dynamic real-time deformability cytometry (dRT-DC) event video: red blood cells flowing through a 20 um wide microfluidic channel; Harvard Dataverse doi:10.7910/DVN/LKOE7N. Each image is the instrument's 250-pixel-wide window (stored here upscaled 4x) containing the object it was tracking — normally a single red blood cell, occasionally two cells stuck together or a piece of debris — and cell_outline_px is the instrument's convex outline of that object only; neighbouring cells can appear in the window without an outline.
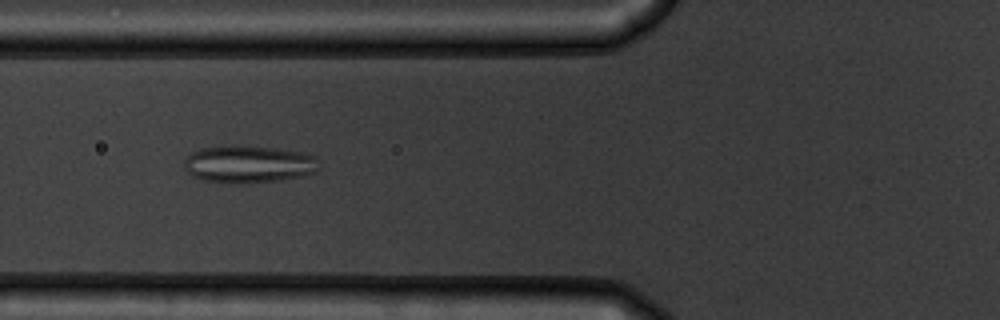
{"species": "common noctule bat (a hibernating species)", "species_latin": "Nyctalus noctula", "temperature_condition": "warm", "stored_images_in_passage": 45, "camera_frame_rate_fps": 3000, "um_per_image_px": 0.085, "animal": {"sex": "male", "body_mass_g": 19.5, "forearm_length_mm": 54.6}, "frame": {"image": 1, "passage_image": 11, "time_ms": 3.333, "image_size_px": [1000, 320], "cell_outline_px": [[316, 172], [300, 176], [280, 180], [244, 184], [232, 184], [204, 180], [192, 176], [184, 168], [184, 160], [192, 152], [204, 148], [272, 148], [300, 152], [316, 156]], "centroid_in_image_um": [21.11, 14.01], "position_along_channel_um": 104.7, "area_um2": 28.44}}
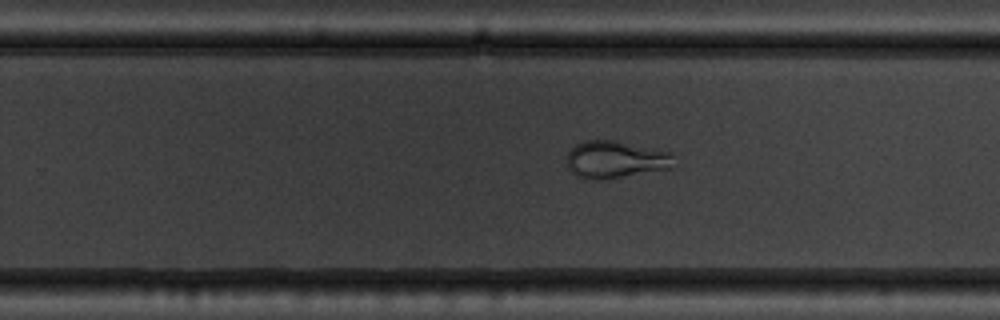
{"frame": {"image": 2, "passage_image": 25, "time_ms": 8.0, "image_size_px": [1000, 320], "cell_outline_px": [[676, 168], [604, 180], [588, 180], [576, 176], [568, 168], [568, 152], [576, 144], [584, 140], [616, 140], [672, 152]], "centroid_in_image_um": [52.37, 13.58], "position_along_channel_um": 277.4, "area_um2": 23.87}}
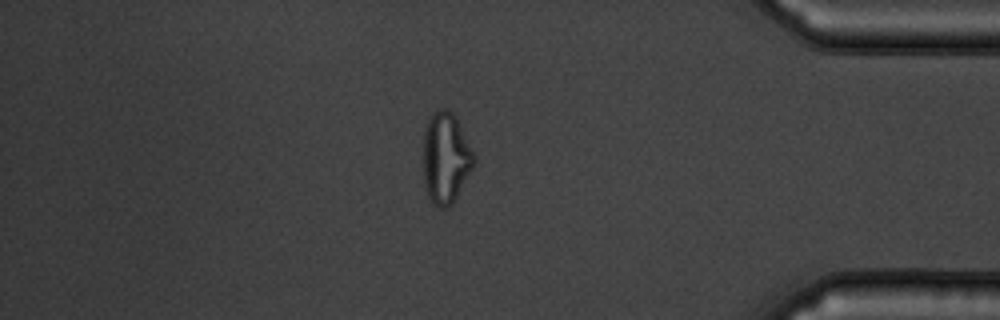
{"frame": {"image": 3, "passage_image": 37, "time_ms": 12.0, "image_size_px": [1000, 320], "cell_outline_px": [[476, 160], [472, 168], [452, 204], [448, 208], [440, 208], [428, 196], [424, 184], [424, 128], [428, 116], [432, 112], [440, 108], [444, 108], [452, 112], [456, 116], [476, 156]], "centroid_in_image_um": [37.89, 13.37], "position_along_channel_um": 397.3, "area_um2": 26.99}, "authors_computed_cell_mechanics": {"area_um2": 27.2816, "velocity_mm_per_s": 3.7077, "shape_relaxation_time_tau1_ms": 6.4897, "shape_relaxation_time_tau2_ms": 1.5762, "deformation_change_tau1": 0.1358, "deformation_change_tau2": 0.0831}}